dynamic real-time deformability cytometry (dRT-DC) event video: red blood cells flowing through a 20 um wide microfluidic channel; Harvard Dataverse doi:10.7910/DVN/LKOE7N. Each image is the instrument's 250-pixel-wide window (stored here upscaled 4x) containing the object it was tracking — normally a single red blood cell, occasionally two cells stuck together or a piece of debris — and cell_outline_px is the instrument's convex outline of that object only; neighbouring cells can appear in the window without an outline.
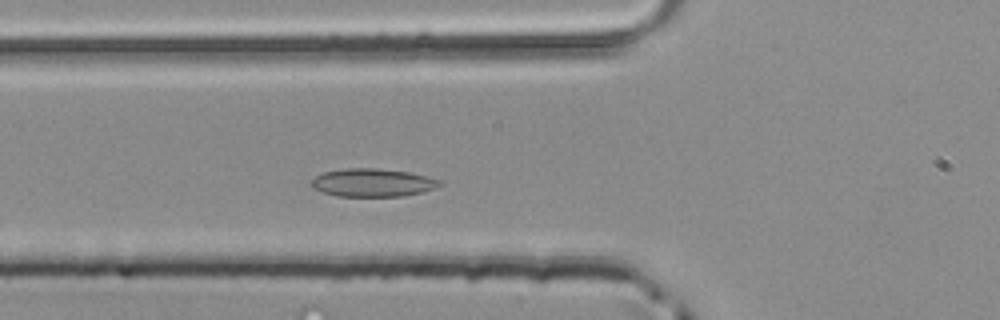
{"species": "common noctule bat (a hibernating species)", "species_latin": "Nyctalus noctula", "temperature_condition": "room temperature", "stored_images_in_passage": 41, "camera_frame_rate_fps": 3000, "um_per_image_px": 0.085, "animal": {"sex": "male", "body_mass_g": 20.4}, "frame": {"image": 1, "passage_image": 10, "time_ms": 3.0, "image_size_px": [1000, 320], "cell_outline_px": [[444, 184], [436, 188], [424, 192], [404, 196], [336, 196], [312, 188], [308, 184], [316, 176], [324, 172], [344, 168], [376, 168], [408, 172], [440, 180]], "centroid_in_image_um": [31.67, 15.53], "position_along_channel_um": 94.1, "area_um2": 21.1}}
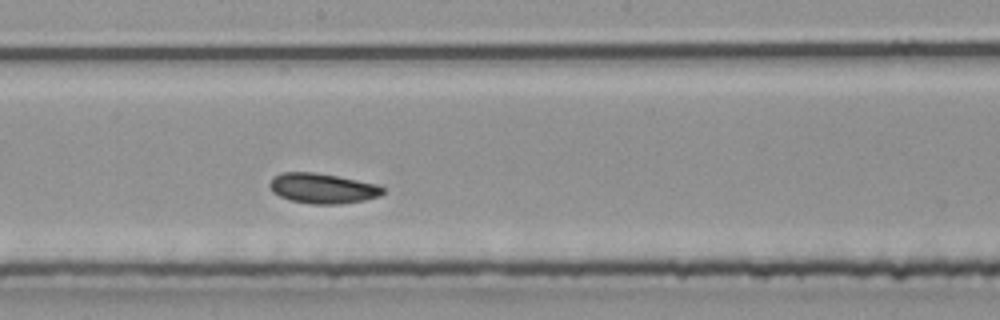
{"frame": {"image": 2, "passage_image": 19, "time_ms": 6.0, "image_size_px": [1000, 320], "cell_outline_px": [[384, 192], [380, 196], [364, 200], [340, 204], [312, 204], [292, 200], [280, 196], [272, 192], [268, 184], [272, 176], [280, 172], [312, 172], [336, 176], [376, 184], [384, 188]], "centroid_in_image_um": [27.38, 16.0], "position_along_channel_um": 220.8, "area_um2": 19.83}}
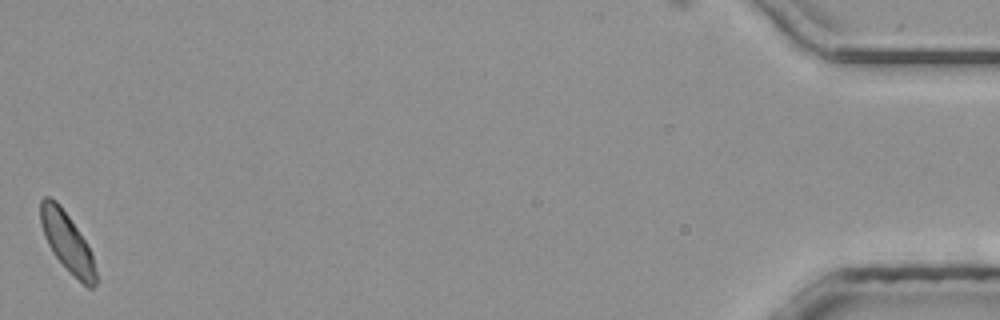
{"frame": {"image": 3, "passage_image": 41, "time_ms": 13.333, "image_size_px": [1000, 320], "cell_outline_px": [[100, 280], [92, 288], [88, 288], [52, 252], [44, 236], [40, 220], [40, 200], [44, 196], [48, 196], [56, 200], [60, 204], [88, 244]], "centroid_in_image_um": [5.73, 20.55], "position_along_channel_um": 429.5, "area_um2": 18.96}}